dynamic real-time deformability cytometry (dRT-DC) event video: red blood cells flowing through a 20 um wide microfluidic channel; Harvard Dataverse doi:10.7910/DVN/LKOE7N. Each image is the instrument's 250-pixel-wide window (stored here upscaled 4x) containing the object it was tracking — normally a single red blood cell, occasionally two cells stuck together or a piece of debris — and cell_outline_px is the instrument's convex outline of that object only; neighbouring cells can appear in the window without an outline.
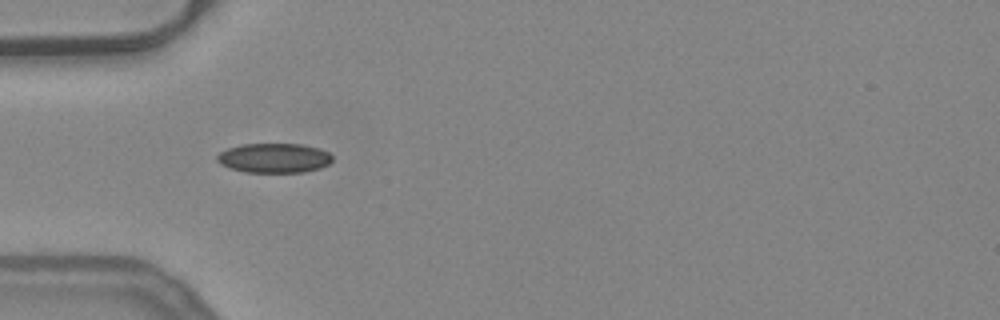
{"species": "common noctule bat (a hibernating species)", "species_latin": "Nyctalus noctula", "temperature_condition": "warm", "stored_images_in_passage": 10, "camera_frame_rate_fps": 3000, "um_per_image_px": 0.085, "animal": {"sex": "female", "body_mass_g": 24.6, "forearm_length_mm": 56.2}, "frame": {"image": 1, "passage_image": 1, "time_ms": 0.0, "image_size_px": [1000, 320], "cell_outline_px": [[332, 160], [328, 164], [320, 168], [304, 172], [244, 172], [220, 164], [216, 160], [216, 156], [220, 152], [228, 148], [240, 144], [300, 144], [320, 148], [328, 152], [332, 156]], "centroid_in_image_um": [23.29, 13.43], "position_along_channel_um": 61.7, "area_um2": 19.88}}
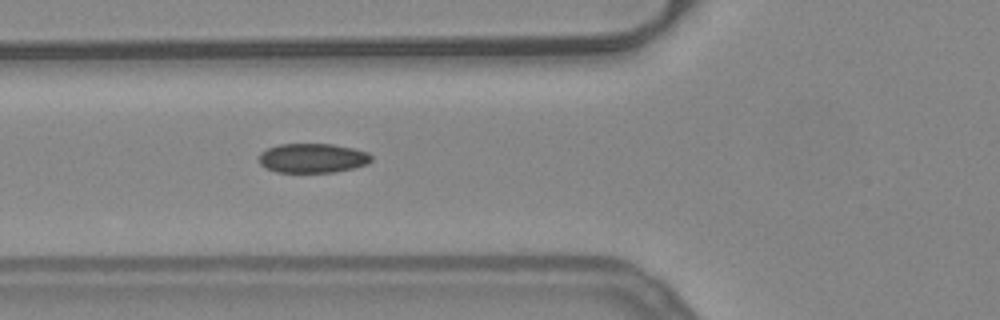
{"frame": {"image": 2, "passage_image": 4, "time_ms": 1.0, "image_size_px": [1000, 320], "cell_outline_px": [[372, 160], [368, 164], [352, 168], [332, 172], [276, 172], [264, 168], [260, 164], [260, 152], [268, 148], [280, 144], [332, 144], [352, 148], [368, 152], [372, 156]], "centroid_in_image_um": [26.56, 13.44], "position_along_channel_um": 99.2, "area_um2": 19.25}}
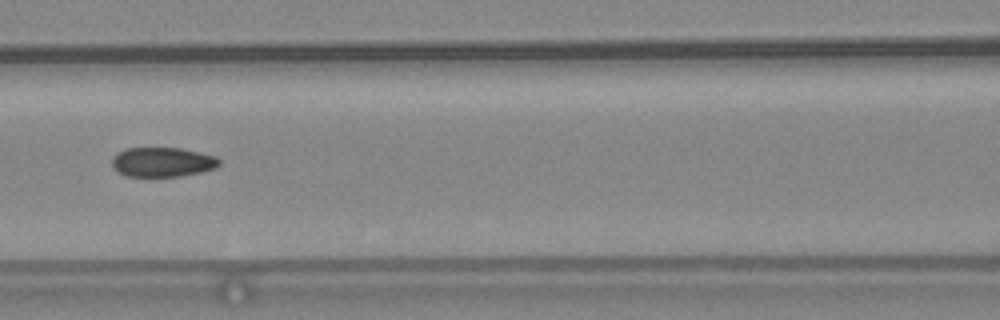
{"frame": {"image": 3, "passage_image": 8, "time_ms": 2.333, "image_size_px": [1000, 320], "cell_outline_px": [[220, 164], [216, 168], [200, 172], [180, 176], [128, 176], [112, 168], [112, 156], [116, 152], [128, 148], [180, 148], [216, 156], [220, 160]], "centroid_in_image_um": [13.8, 13.77], "position_along_channel_um": 152.8, "area_um2": 18.44}}